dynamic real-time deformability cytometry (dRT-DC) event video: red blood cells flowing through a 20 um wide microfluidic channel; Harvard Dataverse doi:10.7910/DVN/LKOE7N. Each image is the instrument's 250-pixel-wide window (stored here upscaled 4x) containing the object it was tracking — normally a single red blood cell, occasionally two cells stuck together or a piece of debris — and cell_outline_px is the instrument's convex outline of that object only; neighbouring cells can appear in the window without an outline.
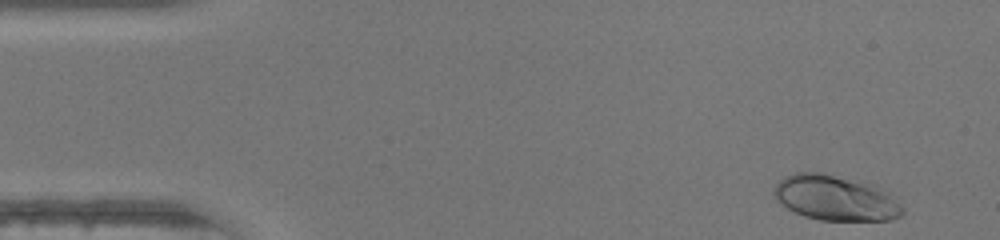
{"species": "human", "species_latin": "Homo sapiens", "temperature_condition": "warm", "stored_images_in_passage": 46, "camera_frame_rate_fps": 3000, "um_per_image_px": 0.085, "donor": {"sex": "female"}, "frame": {"image": 1, "passage_image": 2, "time_ms": 0.333, "image_size_px": [1000, 240], "cell_outline_px": [[904, 212], [900, 216], [892, 220], [820, 220], [804, 216], [788, 208], [776, 200], [772, 196], [772, 192], [776, 184], [784, 176], [796, 172], [824, 172], [876, 184], [888, 192], [904, 208]], "centroid_in_image_um": [71.02, 16.81], "position_along_channel_um": 14.0, "area_um2": 34.33}}
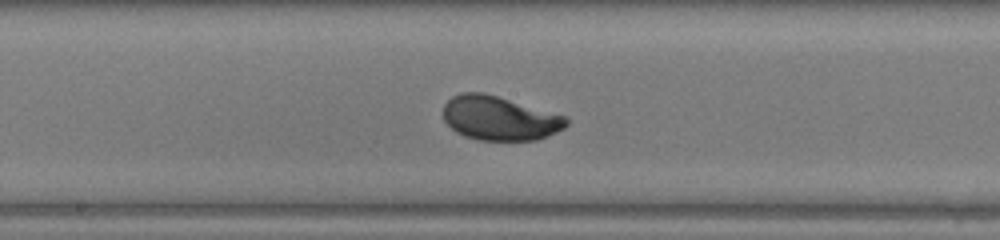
{"frame": {"image": 2, "passage_image": 23, "time_ms": 7.333, "image_size_px": [1000, 240], "cell_outline_px": [[568, 124], [564, 128], [556, 132], [536, 140], [480, 140], [464, 136], [456, 132], [444, 120], [444, 104], [452, 96], [460, 92], [484, 92], [564, 116], [568, 120]], "centroid_in_image_um": [42.42, 10.04], "position_along_channel_um": 205.8, "area_um2": 31.39}}
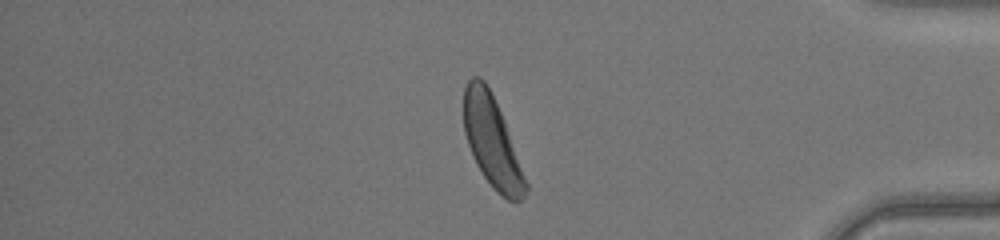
{"frame": {"image": 3, "passage_image": 38, "time_ms": 12.333, "image_size_px": [1000, 240], "cell_outline_px": [[528, 188], [524, 196], [520, 200], [508, 200], [496, 192], [492, 188], [476, 164], [472, 156], [464, 132], [464, 88], [468, 80], [472, 76], [480, 76], [484, 80], [504, 120], [528, 184]], "centroid_in_image_um": [41.81, 12.06], "position_along_channel_um": 393.4, "area_um2": 32.25}, "authors_computed_cell_mechanics": {"area_um2": 31.501, "velocity_mm_per_s": 4.4029, "shape_relaxation_time_tau1_ms": 1.7967, "shape_relaxation_time_tau2_ms": null, "deformation_change_tau1": 0.1345, "deformation_change_tau2": null}}